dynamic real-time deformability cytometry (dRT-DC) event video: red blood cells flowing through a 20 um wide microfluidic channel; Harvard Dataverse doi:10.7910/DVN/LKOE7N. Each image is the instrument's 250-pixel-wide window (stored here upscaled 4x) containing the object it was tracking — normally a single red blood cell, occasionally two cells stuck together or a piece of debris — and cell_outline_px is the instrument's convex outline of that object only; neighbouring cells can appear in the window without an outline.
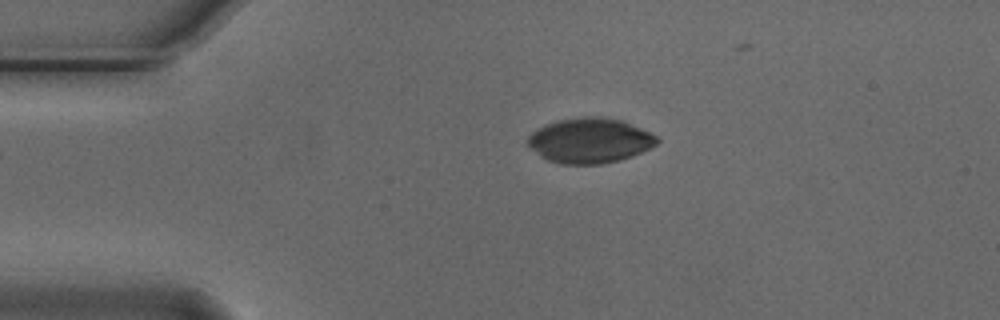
{"species": "Egyptian fruit bat (a non-hibernating species)", "species_latin": "Rousettus aegyptiacus", "temperature_condition": "cold", "stored_images_in_passage": 33, "camera_frame_rate_fps": 3000, "um_per_image_px": 0.085, "animal": {"sex": "male"}, "frame": {"image": 1, "passage_image": 1, "time_ms": 0.0, "image_size_px": [1000, 320], "cell_outline_px": [[660, 140], [656, 144], [640, 152], [616, 160], [600, 164], [560, 164], [548, 160], [540, 156], [524, 140], [536, 128], [544, 124], [556, 120], [580, 116], [604, 116], [620, 120], [660, 136]], "centroid_in_image_um": [50.09, 11.92], "position_along_channel_um": 34.9, "area_um2": 33.99}}
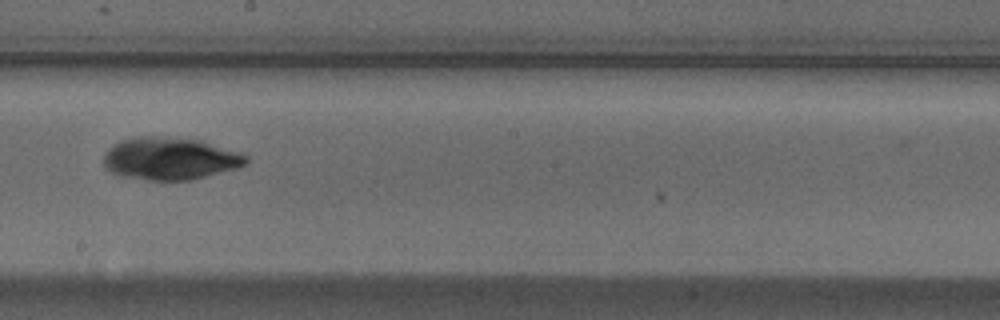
{"frame": {"image": 2, "passage_image": 20, "time_ms": 6.333, "image_size_px": [1000, 320], "cell_outline_px": [[248, 160], [244, 164], [236, 168], [192, 180], [148, 180], [124, 176], [108, 172], [104, 168], [104, 156], [108, 148], [112, 144], [120, 140], [136, 136], [156, 136], [200, 140], [244, 152], [248, 156]], "centroid_in_image_um": [14.44, 13.47], "position_along_channel_um": 233.8, "area_um2": 35.55}}
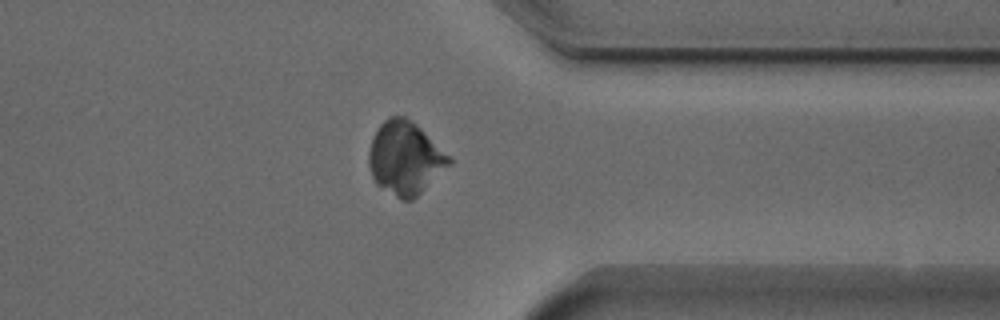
{"frame": {"image": 3, "passage_image": 32, "time_ms": 10.333, "image_size_px": [1000, 320], "cell_outline_px": [[452, 164], [412, 200], [400, 200], [376, 184], [372, 176], [368, 164], [368, 152], [372, 136], [380, 124], [388, 116], [404, 116], [412, 120], [452, 156]], "centroid_in_image_um": [34.44, 13.42], "position_along_channel_um": 377.0, "area_um2": 34.62}}